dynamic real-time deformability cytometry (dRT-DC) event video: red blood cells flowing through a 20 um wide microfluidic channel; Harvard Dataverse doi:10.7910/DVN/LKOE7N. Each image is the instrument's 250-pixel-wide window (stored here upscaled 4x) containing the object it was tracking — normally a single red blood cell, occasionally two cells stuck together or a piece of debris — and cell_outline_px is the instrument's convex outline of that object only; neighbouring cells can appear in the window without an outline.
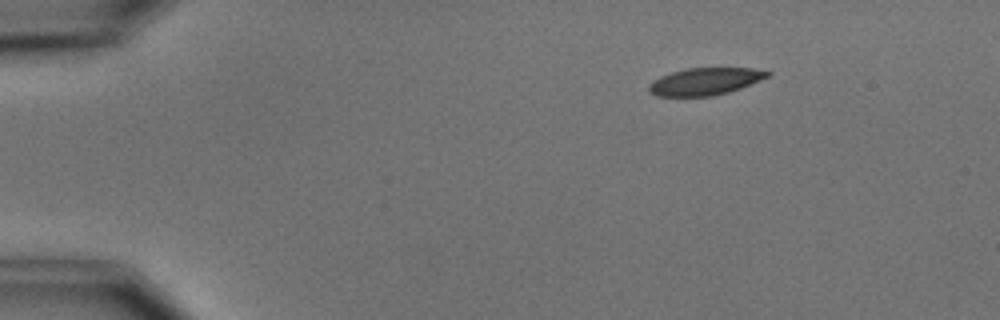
{"species": "common noctule bat (a hibernating species)", "species_latin": "Nyctalus noctula", "temperature_condition": "cold", "stored_images_in_passage": 5, "camera_frame_rate_fps": 3000, "um_per_image_px": 0.085, "animal": {"sex": "male", "body_mass_g": 15.6}, "frame": {"image": 1, "passage_image": 2, "time_ms": 1.0, "image_size_px": [1000, 320], "cell_outline_px": [[772, 72], [768, 76], [740, 88], [728, 92], [712, 96], [656, 96], [648, 92], [648, 84], [652, 80], [660, 76], [672, 72], [688, 68], [752, 68]], "centroid_in_image_um": [59.86, 6.92], "position_along_channel_um": 25.1, "area_um2": 18.73}}